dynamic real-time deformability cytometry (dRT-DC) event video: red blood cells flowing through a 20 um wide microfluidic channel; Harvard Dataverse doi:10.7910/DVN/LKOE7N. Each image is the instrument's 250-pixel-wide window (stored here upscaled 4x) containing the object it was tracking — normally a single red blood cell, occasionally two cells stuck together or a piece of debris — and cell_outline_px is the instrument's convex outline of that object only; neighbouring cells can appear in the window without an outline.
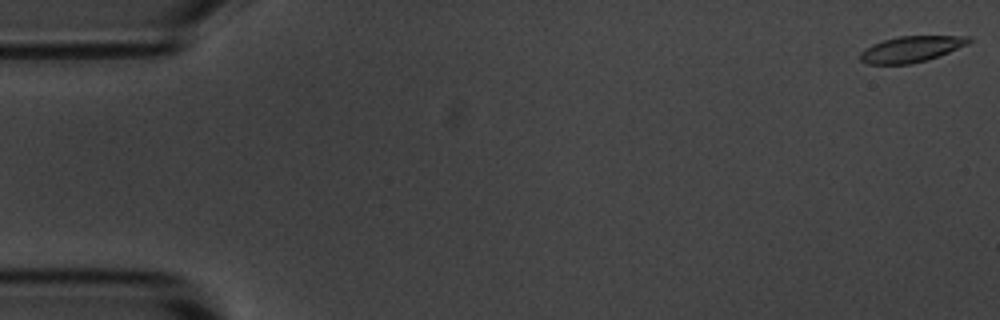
{"species": "common noctule bat (a hibernating species)", "species_latin": "Nyctalus noctula", "temperature_condition": "room temperature", "stored_images_in_passage": 6, "camera_frame_rate_fps": 3000, "um_per_image_px": 0.085, "animal": {"sex": "male", "body_mass_g": 20.1, "forearm_length_mm": 53.5}, "frame": {"image": 1, "passage_image": 1, "time_ms": 0.0, "image_size_px": [1000, 320], "cell_outline_px": [[972, 40], [968, 44], [948, 52], [924, 60], [908, 64], [868, 64], [860, 60], [860, 52], [872, 44], [884, 40], [900, 36], [968, 36]], "centroid_in_image_um": [77.42, 4.17], "position_along_channel_um": 7.6, "area_um2": 16.13}}
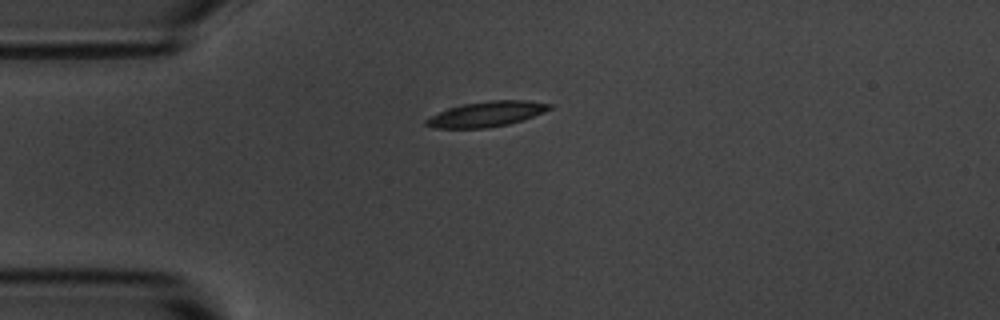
{"frame": {"image": 2, "passage_image": 5, "time_ms": 4.333, "image_size_px": [1000, 320], "cell_outline_px": [[552, 108], [544, 112], [508, 124], [488, 128], [432, 128], [424, 124], [424, 120], [428, 116], [448, 108], [464, 104], [488, 100], [524, 100], [552, 104]], "centroid_in_image_um": [41.29, 9.69], "position_along_channel_um": 43.7, "area_um2": 18.15}}